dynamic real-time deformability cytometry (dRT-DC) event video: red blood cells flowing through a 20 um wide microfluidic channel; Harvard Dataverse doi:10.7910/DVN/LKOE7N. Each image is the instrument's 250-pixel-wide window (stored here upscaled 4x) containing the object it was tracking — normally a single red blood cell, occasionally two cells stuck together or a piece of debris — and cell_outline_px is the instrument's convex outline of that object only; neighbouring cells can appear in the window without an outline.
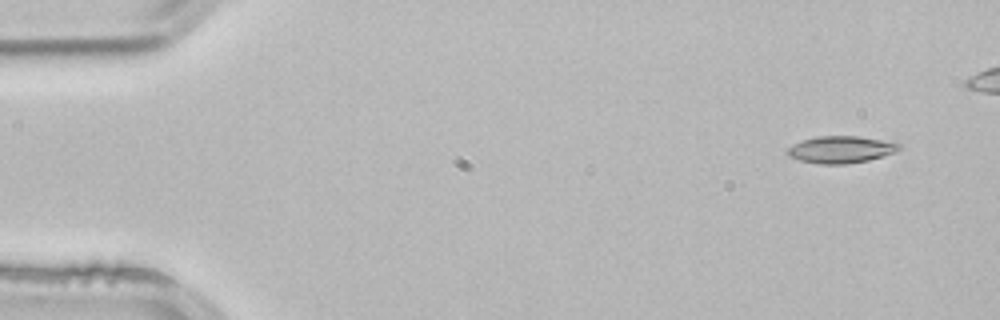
{"species": "common noctule bat (a hibernating species)", "species_latin": "Nyctalus noctula", "temperature_condition": "room temperature", "stored_images_in_passage": 4, "camera_frame_rate_fps": 3000, "um_per_image_px": 0.085, "animal": {"sex": "male", "body_mass_g": 21.5, "forearm_length_mm": 52.0}, "frame": {"image": 1, "passage_image": 1, "time_ms": 0.0, "image_size_px": [1000, 320], "cell_outline_px": [[900, 148], [896, 152], [868, 160], [844, 164], [820, 164], [800, 160], [788, 156], [788, 148], [792, 144], [800, 140], [816, 136], [860, 136], [900, 144]], "centroid_in_image_um": [71.43, 12.7], "position_along_channel_um": 13.6, "area_um2": 17.46}}